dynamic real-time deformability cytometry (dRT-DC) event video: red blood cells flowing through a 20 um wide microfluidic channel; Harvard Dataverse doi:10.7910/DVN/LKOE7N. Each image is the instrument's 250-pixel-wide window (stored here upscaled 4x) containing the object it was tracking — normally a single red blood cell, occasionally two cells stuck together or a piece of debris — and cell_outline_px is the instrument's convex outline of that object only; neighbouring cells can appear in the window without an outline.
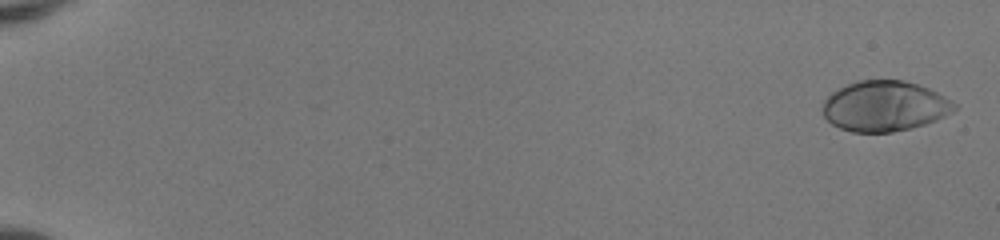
{"species": "human", "species_latin": "Homo sapiens", "temperature_condition": "room temperature", "stored_images_in_passage": 53, "camera_frame_rate_fps": 3000, "um_per_image_px": 0.085, "donor": {"sex": "female"}, "frame": {"image": 1, "passage_image": 2, "time_ms": 0.333, "image_size_px": [1000, 240], "cell_outline_px": [[956, 108], [952, 112], [936, 120], [924, 124], [892, 132], [852, 132], [840, 128], [832, 124], [824, 116], [824, 100], [832, 92], [856, 80], [904, 80], [928, 88], [944, 96], [956, 104]], "centroid_in_image_um": [75.19, 9.02], "position_along_channel_um": 9.8, "area_um2": 38.32}}
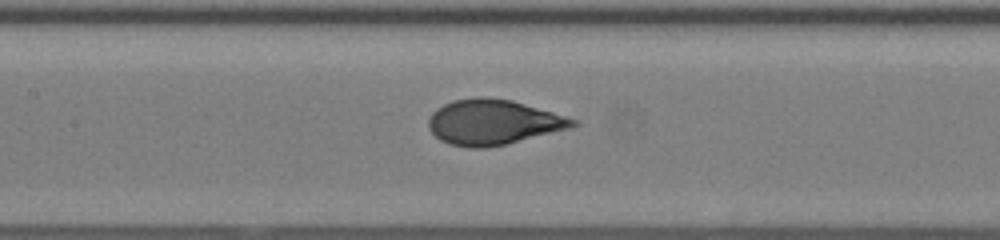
{"frame": {"image": 2, "passage_image": 28, "time_ms": 9.0, "image_size_px": [1000, 240], "cell_outline_px": [[580, 124], [572, 128], [504, 144], [484, 148], [468, 148], [448, 144], [440, 140], [428, 128], [428, 120], [432, 112], [436, 108], [452, 100], [480, 96], [488, 96], [512, 100], [552, 112], [576, 120]], "centroid_in_image_um": [41.88, 10.38], "position_along_channel_um": 165.5, "area_um2": 38.03}}
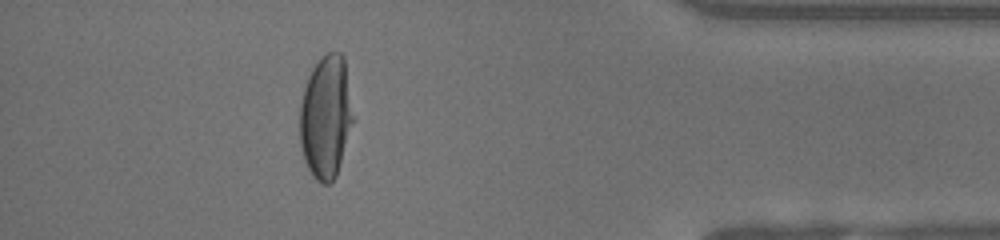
{"frame": {"image": 3, "passage_image": 48, "time_ms": 15.667, "image_size_px": [1000, 240], "cell_outline_px": [[356, 120], [336, 176], [328, 184], [320, 184], [312, 176], [304, 160], [300, 148], [300, 104], [304, 88], [308, 76], [312, 68], [328, 52], [340, 52], [344, 56]], "centroid_in_image_um": [27.74, 9.96], "position_along_channel_um": 407.5, "area_um2": 39.13}, "authors_computed_cell_mechanics": {"area_um2": 37.6856, "velocity_mm_per_s": 4.1051, "shape_relaxation_time_tau1_ms": 4.4235, "shape_relaxation_time_tau2_ms": null, "deformation_change_tau1": 0.2565, "deformation_change_tau2": null}}